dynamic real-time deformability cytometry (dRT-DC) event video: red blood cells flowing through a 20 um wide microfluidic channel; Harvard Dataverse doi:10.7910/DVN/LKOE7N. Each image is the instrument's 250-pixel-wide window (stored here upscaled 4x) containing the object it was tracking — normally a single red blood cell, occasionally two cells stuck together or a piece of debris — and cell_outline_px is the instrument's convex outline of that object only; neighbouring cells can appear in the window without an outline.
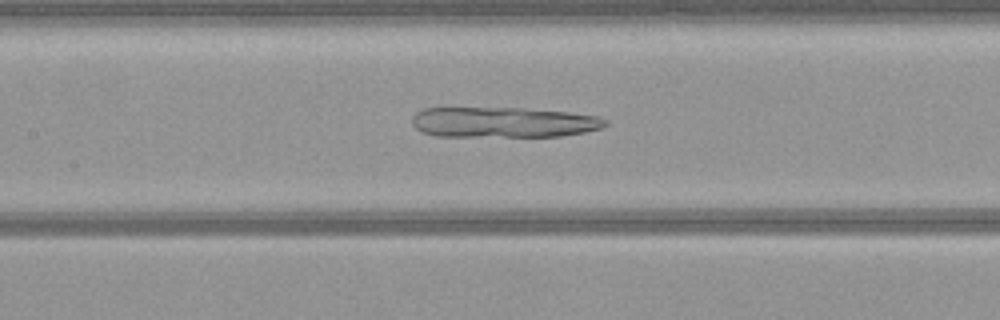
{"species": "common noctule bat (a hibernating species)", "species_latin": "Nyctalus noctula", "temperature_condition": "warm", "stored_images_in_passage": 51, "camera_frame_rate_fps": 3000, "um_per_image_px": 0.085, "animal": {"sex": "female", "body_mass_g": 21.9}, "frame": {"image": 1, "passage_image": 23, "time_ms": 7.333, "image_size_px": [1000, 320], "cell_outline_px": [[608, 124], [604, 128], [584, 132], [560, 136], [436, 136], [420, 132], [412, 124], [412, 116], [416, 112], [424, 108], [524, 108], [568, 112], [600, 116], [608, 120]], "centroid_in_image_um": [42.81, 10.39], "position_along_channel_um": 164.6, "area_um2": 34.56}}
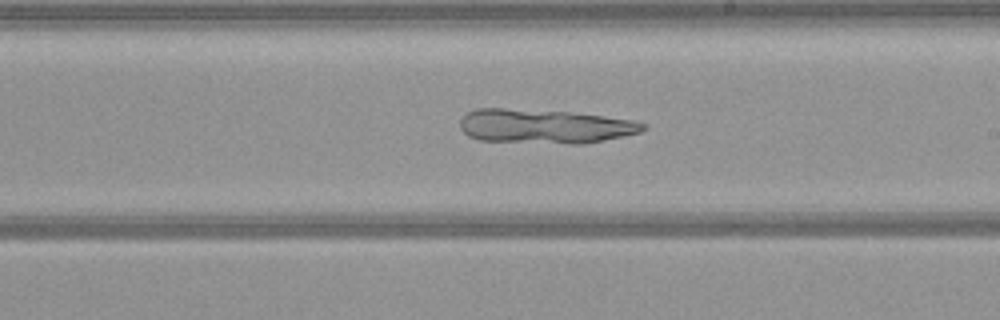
{"frame": {"image": 2, "passage_image": 29, "time_ms": 9.333, "image_size_px": [1000, 320], "cell_outline_px": [[648, 128], [640, 132], [624, 136], [584, 144], [568, 144], [480, 140], [468, 136], [460, 128], [460, 120], [468, 112], [476, 108], [504, 108], [568, 112], [632, 120], [644, 124]], "centroid_in_image_um": [46.27, 10.74], "position_along_channel_um": 242.7, "area_um2": 36.36}}
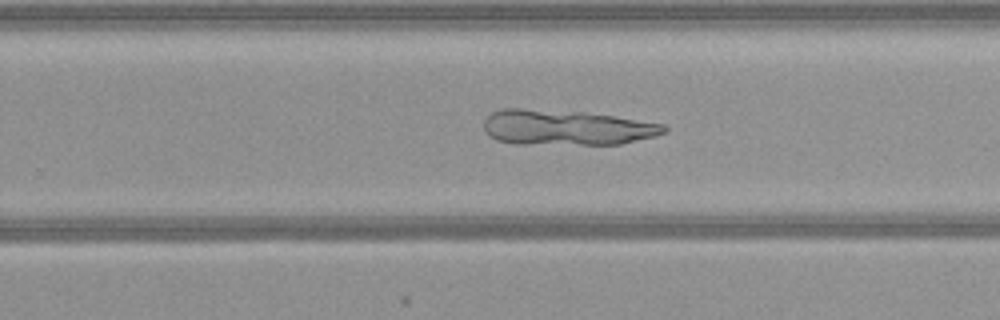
{"frame": {"image": 3, "passage_image": 32, "time_ms": 10.333, "image_size_px": [1000, 320], "cell_outline_px": [[668, 128], [664, 132], [656, 136], [620, 144], [516, 144], [496, 140], [488, 136], [484, 128], [484, 120], [492, 112], [500, 108], [524, 108], [584, 112], [612, 116], [664, 124]], "centroid_in_image_um": [48.09, 10.84], "position_along_channel_um": 281.7, "area_um2": 37.17}}